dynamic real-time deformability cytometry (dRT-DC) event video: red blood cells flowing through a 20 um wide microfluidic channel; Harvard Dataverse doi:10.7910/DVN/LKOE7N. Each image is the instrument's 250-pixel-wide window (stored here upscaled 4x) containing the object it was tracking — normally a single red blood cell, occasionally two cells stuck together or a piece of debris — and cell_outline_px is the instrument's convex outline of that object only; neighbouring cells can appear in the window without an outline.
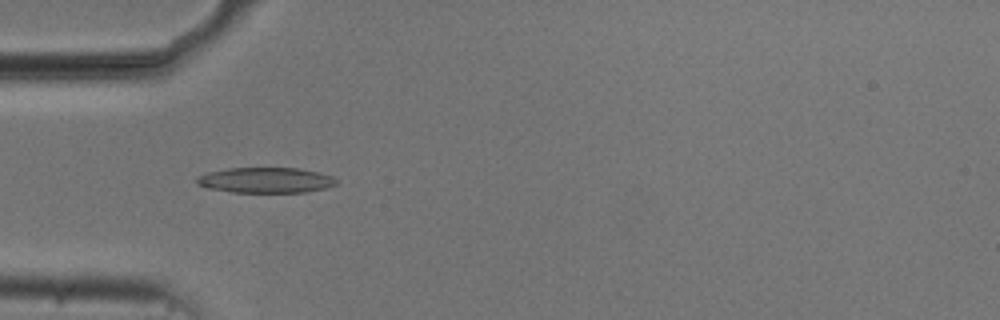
{"species": "common noctule bat (a hibernating species)", "species_latin": "Nyctalus noctula", "temperature_condition": "cold", "stored_images_in_passage": 54, "camera_frame_rate_fps": 3000, "um_per_image_px": 0.085, "animal": {"sex": "male", "body_mass_g": 20.5, "forearm_length_mm": 52.5}, "frame": {"image": 1, "passage_image": 17, "time_ms": 5.333, "image_size_px": [1000, 320], "cell_outline_px": [[336, 184], [324, 188], [304, 192], [232, 192], [208, 188], [196, 184], [196, 176], [208, 172], [228, 168], [300, 168], [332, 176], [336, 180]], "centroid_in_image_um": [22.53, 15.31], "position_along_channel_um": 62.5, "area_um2": 20.58}}
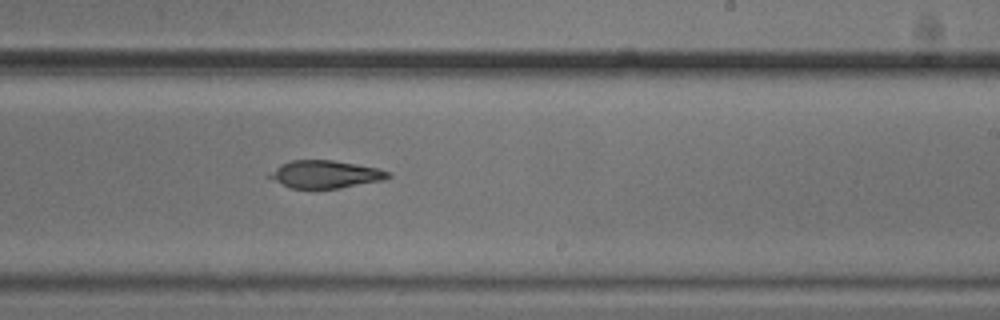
{"frame": {"image": 2, "passage_image": 33, "time_ms": 10.667, "image_size_px": [1000, 320], "cell_outline_px": [[392, 176], [384, 180], [340, 188], [292, 188], [264, 176], [268, 172], [280, 164], [292, 160], [332, 160], [380, 168], [388, 172]], "centroid_in_image_um": [27.62, 14.81], "position_along_channel_um": 261.4, "area_um2": 19.19}}
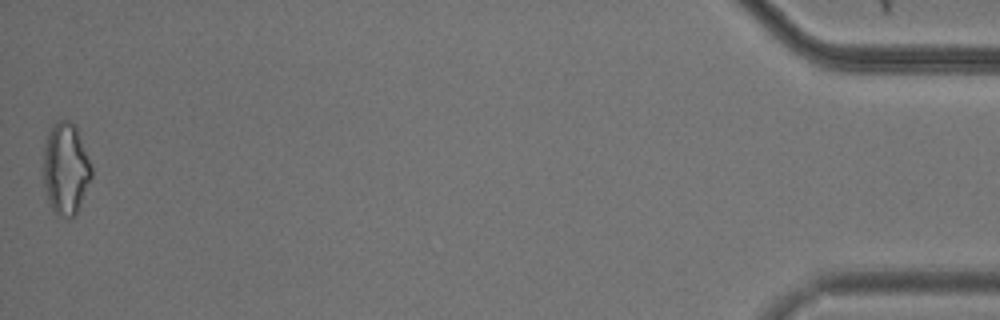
{"frame": {"image": 3, "passage_image": 54, "time_ms": 17.667, "image_size_px": [1000, 320], "cell_outline_px": [[92, 176], [76, 216], [64, 216], [52, 212], [44, 188], [44, 144], [48, 132], [52, 124], [56, 120], [68, 120], [76, 124], [92, 168]], "centroid_in_image_um": [5.58, 14.31], "position_along_channel_um": 429.6, "area_um2": 25.95}, "authors_computed_cell_mechanics": {"area_um2": 20.6346, "velocity_mm_per_s": 3.742, "shape_relaxation_time_tau1_ms": 11.1359, "shape_relaxation_time_tau2_ms": null, "deformation_change_tau1": 0.2013, "deformation_change_tau2": null}}